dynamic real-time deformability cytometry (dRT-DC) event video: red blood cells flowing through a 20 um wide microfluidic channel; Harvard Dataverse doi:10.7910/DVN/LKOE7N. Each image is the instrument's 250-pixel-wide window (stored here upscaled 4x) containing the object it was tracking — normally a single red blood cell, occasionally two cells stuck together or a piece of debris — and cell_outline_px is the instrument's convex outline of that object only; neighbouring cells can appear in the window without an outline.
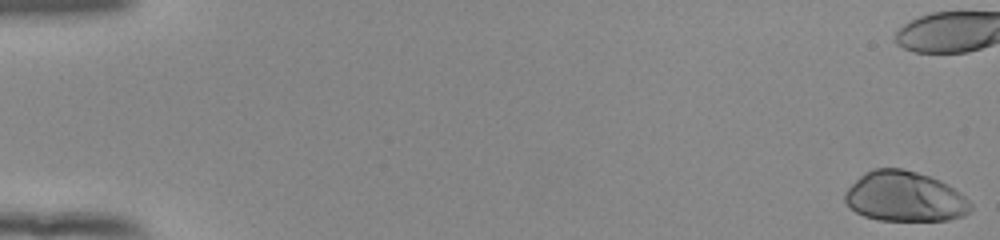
{"species": "human", "species_latin": "Homo sapiens", "temperature_condition": "room temperature", "stored_images_in_passage": 44, "camera_frame_rate_fps": 3000, "um_per_image_px": 0.085, "donor": {"sex": "female"}, "frame": {"image": 1, "passage_image": 1, "time_ms": 0.0, "image_size_px": [1000, 240], "cell_outline_px": [[972, 208], [964, 216], [948, 220], [880, 220], [864, 216], [856, 212], [844, 200], [844, 192], [864, 172], [876, 168], [900, 168], [916, 172], [940, 180], [948, 184], [960, 192], [972, 204]], "centroid_in_image_um": [76.91, 16.71], "position_along_channel_um": 8.1, "area_um2": 36.65}}
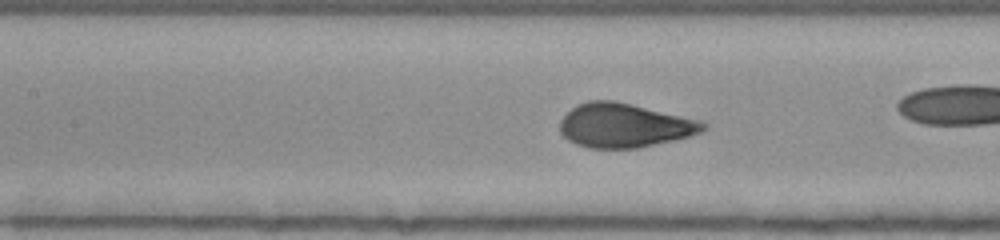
{"frame": {"image": 2, "passage_image": 26, "time_ms": 8.333, "image_size_px": [1000, 240], "cell_outline_px": [[708, 128], [704, 132], [672, 140], [636, 148], [588, 148], [576, 144], [568, 140], [560, 132], [560, 120], [576, 104], [588, 100], [612, 100], [700, 120], [708, 124]], "centroid_in_image_um": [53.06, 10.66], "position_along_channel_um": 154.3, "area_um2": 36.59}}